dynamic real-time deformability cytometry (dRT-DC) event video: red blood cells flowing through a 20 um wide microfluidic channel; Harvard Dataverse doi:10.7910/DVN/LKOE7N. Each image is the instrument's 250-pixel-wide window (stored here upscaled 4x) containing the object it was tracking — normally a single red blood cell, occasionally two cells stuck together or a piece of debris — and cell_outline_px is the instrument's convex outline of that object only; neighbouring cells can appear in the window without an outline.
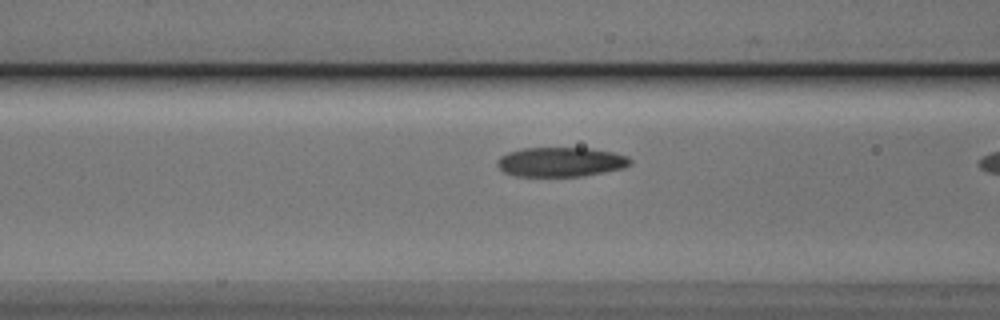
{"species": "Egyptian fruit bat (a non-hibernating species)", "species_latin": "Rousettus aegyptiacus", "temperature_condition": "cold", "stored_images_in_passage": 9, "camera_frame_rate_fps": 3000, "um_per_image_px": 0.085, "animal": {"sex": "male"}, "frame": {"image": 1, "passage_image": 8, "time_ms": 2.333, "image_size_px": [1000, 320], "cell_outline_px": [[632, 164], [624, 168], [604, 172], [580, 176], [516, 176], [504, 172], [496, 164], [496, 160], [500, 156], [508, 152], [524, 148], [592, 148], [612, 152], [628, 156], [632, 160]], "centroid_in_image_um": [47.67, 13.76], "position_along_channel_um": 118.9, "area_um2": 22.95}}